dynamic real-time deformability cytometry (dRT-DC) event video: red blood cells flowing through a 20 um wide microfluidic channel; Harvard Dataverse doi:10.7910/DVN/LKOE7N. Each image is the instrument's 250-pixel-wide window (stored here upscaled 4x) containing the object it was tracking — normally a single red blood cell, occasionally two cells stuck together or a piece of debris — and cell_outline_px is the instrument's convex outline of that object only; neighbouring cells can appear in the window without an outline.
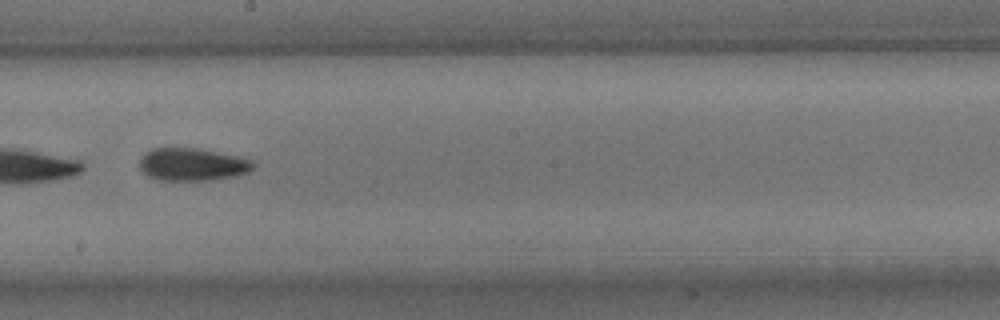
{"species": "common noctule bat (a hibernating species)", "species_latin": "Nyctalus noctula", "temperature_condition": "room temperature", "stored_images_in_passage": 12, "camera_frame_rate_fps": 3000, "um_per_image_px": 0.085, "animal": {"sex": "male", "body_mass_g": 15.6}, "frame": {"image": 1, "passage_image": 7, "time_ms": 7.667, "image_size_px": [1000, 320], "cell_outline_px": [[256, 164], [248, 172], [236, 176], [212, 180], [156, 180], [148, 176], [140, 168], [140, 160], [152, 148], [196, 148], [236, 156], [252, 160]], "centroid_in_image_um": [16.36, 13.99], "position_along_channel_um": 231.8, "area_um2": 21.44}}
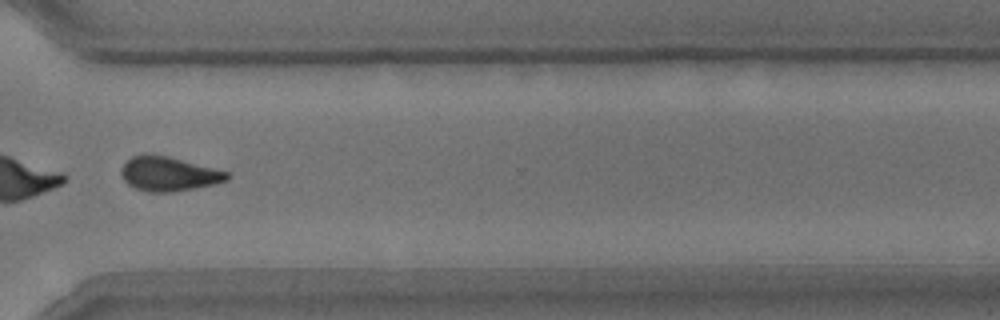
{"frame": {"image": 2, "passage_image": 10, "time_ms": 11.0, "image_size_px": [1000, 320], "cell_outline_px": [[228, 180], [216, 184], [172, 192], [148, 192], [136, 188], [128, 184], [124, 180], [120, 172], [120, 168], [132, 156], [144, 152], [168, 156], [228, 172]], "centroid_in_image_um": [14.3, 14.77], "position_along_channel_um": 356.3, "area_um2": 21.21}, "authors_computed_cell_mechanics": {"area_um2": 21.9929, "velocity_mm_per_s": 3.7229, "shape_relaxation_time_tau1_ms": 6.0306, "shape_relaxation_time_tau2_ms": 2.3485, "deformation_change_tau1": 0.1522, "deformation_change_tau2": 0.0689}}